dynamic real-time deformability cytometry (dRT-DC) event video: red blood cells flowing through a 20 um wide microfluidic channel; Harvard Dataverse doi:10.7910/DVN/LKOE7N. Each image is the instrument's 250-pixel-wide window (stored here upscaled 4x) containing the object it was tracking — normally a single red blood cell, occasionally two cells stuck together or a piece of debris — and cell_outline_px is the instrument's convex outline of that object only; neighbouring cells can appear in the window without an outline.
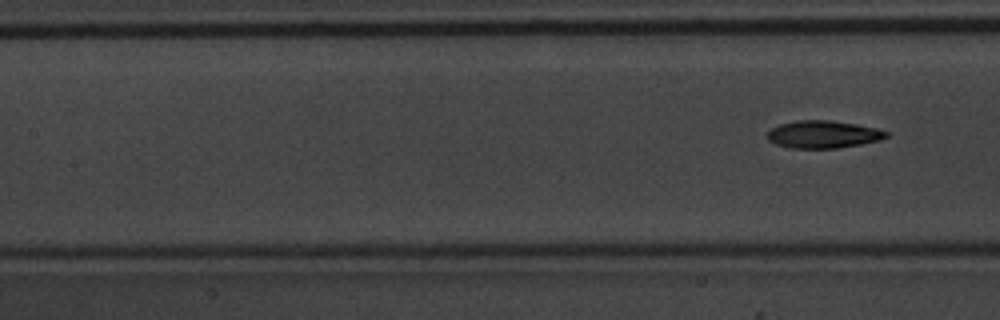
{"species": "common noctule bat (a hibernating species)", "species_latin": "Nyctalus noctula", "temperature_condition": "warm", "stored_images_in_passage": 6, "segment_of_instrument_passage": [2, 2], "camera_frame_rate_fps": 3000, "um_per_image_px": 0.085, "animal": {"sex": "male", "body_mass_g": 20.1, "forearm_length_mm": 53.5}, "frame": {"image": 1, "passage_image": 6, "time_ms": 1.667, "image_size_px": [1000, 320], "cell_outline_px": [[888, 136], [880, 140], [840, 148], [788, 148], [776, 144], [768, 140], [768, 132], [772, 128], [780, 124], [796, 120], [828, 120], [856, 124], [876, 128], [888, 132]], "centroid_in_image_um": [69.96, 11.42], "position_along_channel_um": 137.4, "area_um2": 19.02}}